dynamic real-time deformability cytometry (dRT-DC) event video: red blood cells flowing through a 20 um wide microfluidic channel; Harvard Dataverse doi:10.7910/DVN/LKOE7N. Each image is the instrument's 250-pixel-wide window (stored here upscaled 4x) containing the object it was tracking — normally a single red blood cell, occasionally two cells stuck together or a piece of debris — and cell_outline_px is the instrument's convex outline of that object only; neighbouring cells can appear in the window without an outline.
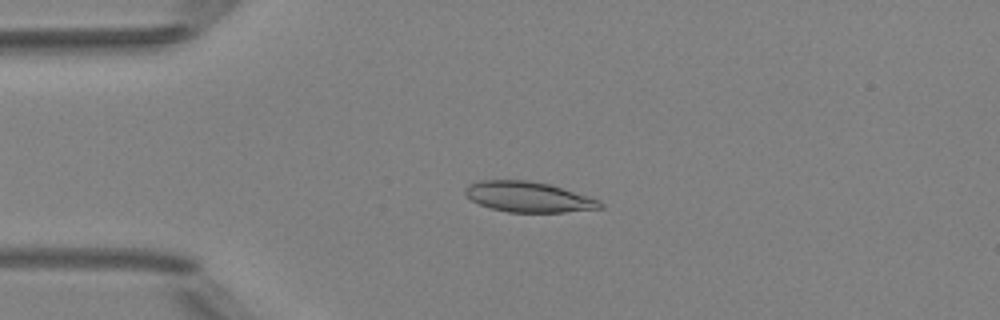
{"species": "Egyptian fruit bat (a non-hibernating species)", "species_latin": "Rousettus aegyptiacus", "temperature_condition": "room temperature", "stored_images_in_passage": 4, "camera_frame_rate_fps": 3000, "um_per_image_px": 0.085, "animal": {"sex": "female"}, "frame": {"image": 1, "passage_image": 3, "time_ms": 3.333, "image_size_px": [1000, 320], "cell_outline_px": [[604, 208], [564, 212], [508, 212], [492, 208], [480, 204], [472, 200], [464, 192], [464, 188], [468, 184], [480, 180], [528, 180], [552, 184], [600, 200], [604, 204]], "centroid_in_image_um": [44.95, 16.73], "position_along_channel_um": 40.1, "area_um2": 24.04}}